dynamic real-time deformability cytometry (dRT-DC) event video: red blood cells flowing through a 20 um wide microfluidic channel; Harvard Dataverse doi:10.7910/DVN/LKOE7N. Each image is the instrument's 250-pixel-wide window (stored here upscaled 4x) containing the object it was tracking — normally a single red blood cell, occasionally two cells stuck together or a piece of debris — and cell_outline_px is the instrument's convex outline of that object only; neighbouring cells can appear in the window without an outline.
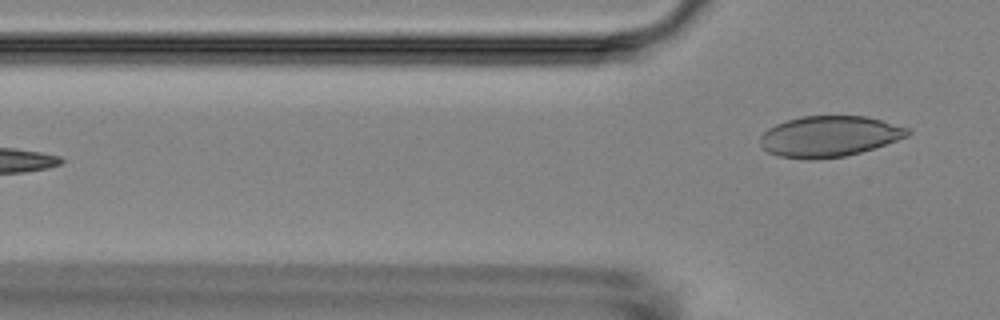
{"species": "Egyptian fruit bat (a non-hibernating species)", "species_latin": "Rousettus aegyptiacus", "temperature_condition": "room temperature", "stored_images_in_passage": 4, "camera_frame_rate_fps": 3000, "um_per_image_px": 0.085, "animal": {"sex": "female"}, "frame": {"image": 1, "passage_image": 4, "time_ms": 7.0, "image_size_px": [1000, 320], "cell_outline_px": [[912, 132], [908, 136], [860, 152], [844, 156], [816, 160], [808, 160], [780, 156], [768, 152], [760, 144], [760, 136], [768, 128], [776, 124], [800, 116], [864, 116], [880, 120], [908, 128]], "centroid_in_image_um": [70.45, 11.59], "position_along_channel_um": 55.3, "area_um2": 34.85}}